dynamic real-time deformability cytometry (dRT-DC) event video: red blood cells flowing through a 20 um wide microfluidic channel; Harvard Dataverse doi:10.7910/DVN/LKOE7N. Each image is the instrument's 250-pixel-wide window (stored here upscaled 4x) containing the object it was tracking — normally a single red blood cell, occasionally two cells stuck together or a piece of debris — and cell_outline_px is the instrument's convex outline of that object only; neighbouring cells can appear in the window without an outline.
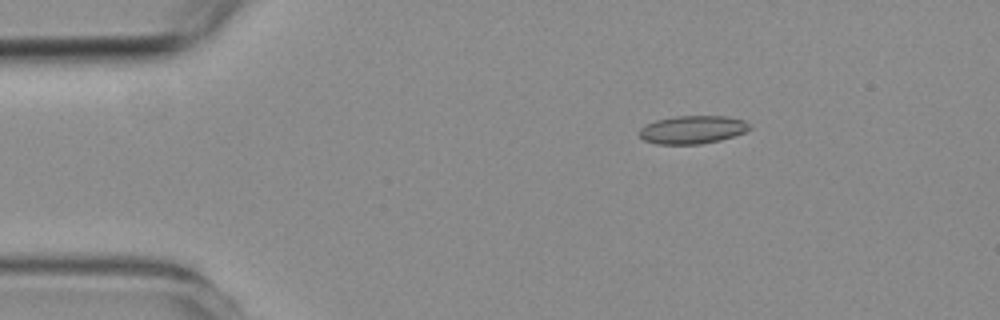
{"species": "common noctule bat (a hibernating species)", "species_latin": "Nyctalus noctula", "temperature_condition": "room temperature", "stored_images_in_passage": 5, "camera_frame_rate_fps": 3000, "um_per_image_px": 0.085, "animal": {"sex": "female", "body_mass_g": 19.3, "forearm_length_mm": 54.1}, "frame": {"image": 1, "passage_image": 2, "time_ms": 1.0, "image_size_px": [1000, 320], "cell_outline_px": [[752, 128], [744, 132], [720, 140], [700, 144], [656, 144], [644, 140], [640, 136], [640, 128], [656, 120], [676, 116], [728, 116], [744, 120]], "centroid_in_image_um": [58.87, 11.02], "position_along_channel_um": 26.1, "area_um2": 17.92}}
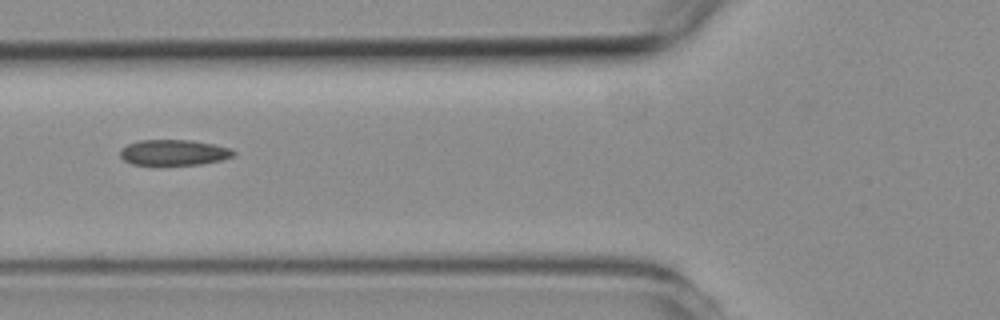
{"frame": {"image": 2, "passage_image": 5, "time_ms": 4.667, "image_size_px": [1000, 320], "cell_outline_px": [[236, 152], [232, 156], [220, 160], [200, 164], [156, 168], [132, 164], [124, 160], [120, 156], [120, 148], [128, 144], [140, 140], [192, 140], [232, 148]], "centroid_in_image_um": [14.71, 13.01], "position_along_channel_um": 111.1, "area_um2": 17.74}}